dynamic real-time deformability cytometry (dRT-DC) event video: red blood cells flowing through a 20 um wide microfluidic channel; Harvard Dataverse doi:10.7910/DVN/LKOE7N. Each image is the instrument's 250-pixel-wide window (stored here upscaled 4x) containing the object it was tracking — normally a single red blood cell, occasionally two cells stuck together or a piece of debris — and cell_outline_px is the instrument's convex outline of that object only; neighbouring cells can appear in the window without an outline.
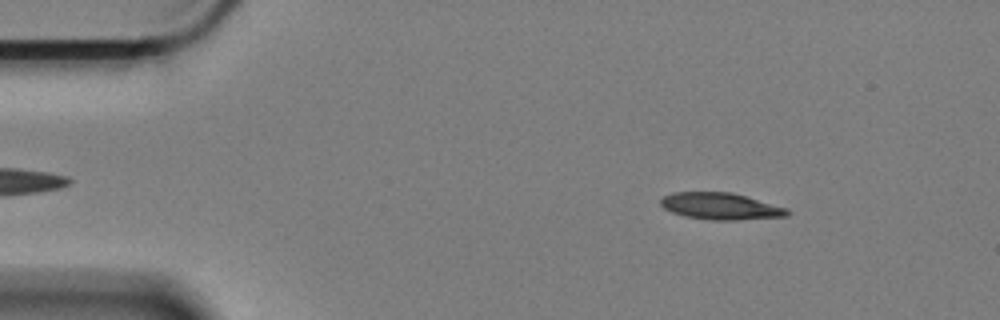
{"species": "Egyptian fruit bat (a non-hibernating species)", "species_latin": "Rousettus aegyptiacus", "temperature_condition": "cold", "stored_images_in_passage": 58, "camera_frame_rate_fps": 3000, "um_per_image_px": 0.085, "animal": {"sex": "female"}, "frame": {"image": 1, "passage_image": 7, "time_ms": 2.0, "image_size_px": [1000, 320], "cell_outline_px": [[792, 212], [788, 216], [736, 220], [712, 220], [684, 216], [672, 212], [664, 208], [660, 204], [660, 200], [664, 196], [672, 192], [732, 192], [788, 208]], "centroid_in_image_um": [61.27, 17.53], "position_along_channel_um": 23.7, "area_um2": 19.83}}
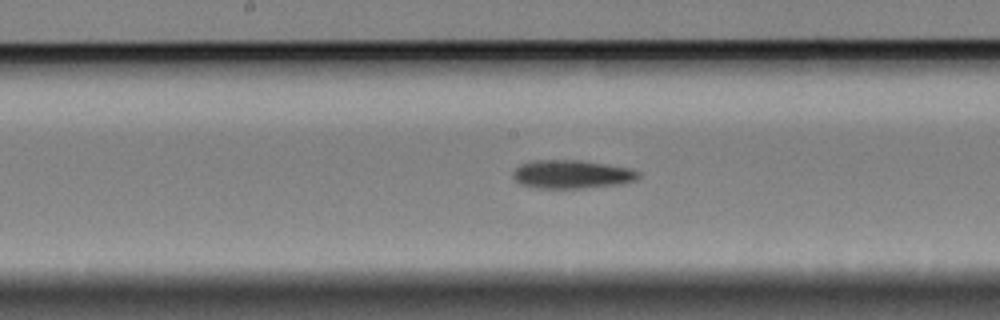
{"frame": {"image": 2, "passage_image": 29, "time_ms": 9.333, "image_size_px": [1000, 320], "cell_outline_px": [[640, 176], [636, 180], [620, 184], [580, 188], [532, 188], [520, 184], [512, 176], [512, 172], [520, 164], [536, 160], [580, 160], [628, 168], [640, 172]], "centroid_in_image_um": [48.57, 14.82], "position_along_channel_um": 199.6, "area_um2": 20.75}}
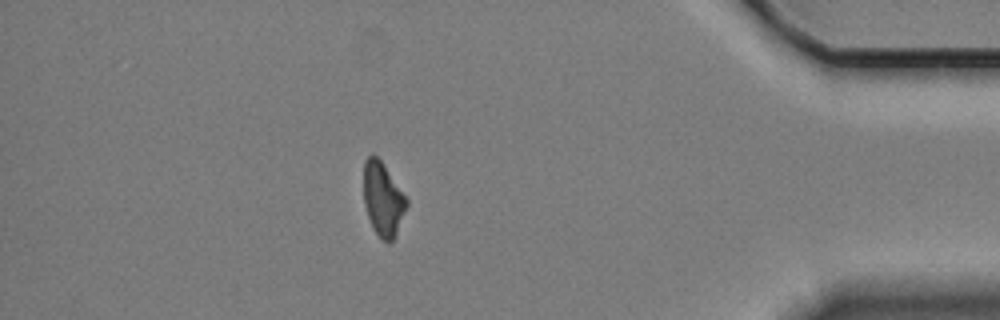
{"frame": {"image": 3, "passage_image": 51, "time_ms": 16.667, "image_size_px": [1000, 320], "cell_outline_px": [[408, 204], [396, 232], [392, 240], [388, 244], [372, 228], [364, 204], [364, 160], [372, 152], [380, 160], [408, 200]], "centroid_in_image_um": [32.53, 16.91], "position_along_channel_um": 402.7, "area_um2": 18.03}, "authors_computed_cell_mechanics": {"area_um2": 19.8254, "velocity_mm_per_s": 3.3296, "shape_relaxation_time_tau1_ms": 5.5955, "shape_relaxation_time_tau2_ms": null, "deformation_change_tau1": 0.1489, "deformation_change_tau2": null}}